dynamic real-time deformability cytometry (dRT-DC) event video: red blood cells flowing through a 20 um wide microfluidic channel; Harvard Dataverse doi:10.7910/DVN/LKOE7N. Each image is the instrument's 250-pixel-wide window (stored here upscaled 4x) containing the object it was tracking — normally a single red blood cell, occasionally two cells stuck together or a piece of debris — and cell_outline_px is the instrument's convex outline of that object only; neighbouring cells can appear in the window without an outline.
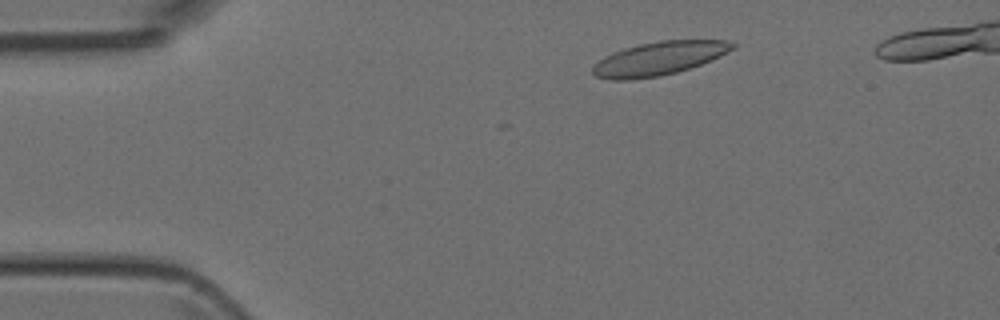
{"species": "Egyptian fruit bat (a non-hibernating species)", "species_latin": "Rousettus aegyptiacus", "temperature_condition": "room temperature", "stored_images_in_passage": 3, "camera_frame_rate_fps": 3000, "um_per_image_px": 0.085, "animal": {"sex": "female"}, "frame": {"image": 1, "passage_image": 2, "time_ms": 1.333, "image_size_px": [1000, 320], "cell_outline_px": [[736, 48], [720, 56], [700, 64], [676, 72], [660, 76], [628, 80], [612, 80], [596, 76], [592, 72], [592, 64], [604, 56], [612, 52], [624, 48], [640, 44], [660, 40], [724, 40], [736, 44]], "centroid_in_image_um": [55.98, 4.97], "position_along_channel_um": 29.0, "area_um2": 27.28}}